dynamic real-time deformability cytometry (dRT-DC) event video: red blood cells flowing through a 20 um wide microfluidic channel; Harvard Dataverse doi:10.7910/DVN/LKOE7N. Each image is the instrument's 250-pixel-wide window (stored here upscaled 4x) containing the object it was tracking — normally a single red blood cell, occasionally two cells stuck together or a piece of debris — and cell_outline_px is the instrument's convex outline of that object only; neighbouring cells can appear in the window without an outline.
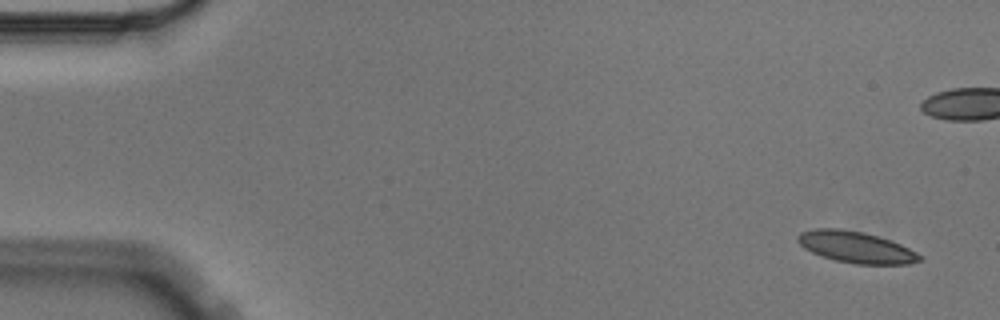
{"species": "Egyptian fruit bat (a non-hibernating species)", "species_latin": "Rousettus aegyptiacus", "temperature_condition": "cold", "stored_images_in_passage": 6, "camera_frame_rate_fps": 3000, "um_per_image_px": 0.085, "animal": {"sex": "male"}, "frame": {"image": 1, "passage_image": 1, "time_ms": 0.0, "image_size_px": [1000, 320], "cell_outline_px": [[924, 256], [920, 260], [908, 264], [852, 264], [836, 260], [812, 252], [804, 248], [796, 240], [796, 236], [800, 232], [816, 228], [840, 228], [864, 232], [880, 236], [900, 244]], "centroid_in_image_um": [72.75, 21.0], "position_along_channel_um": 12.3, "area_um2": 22.37}}
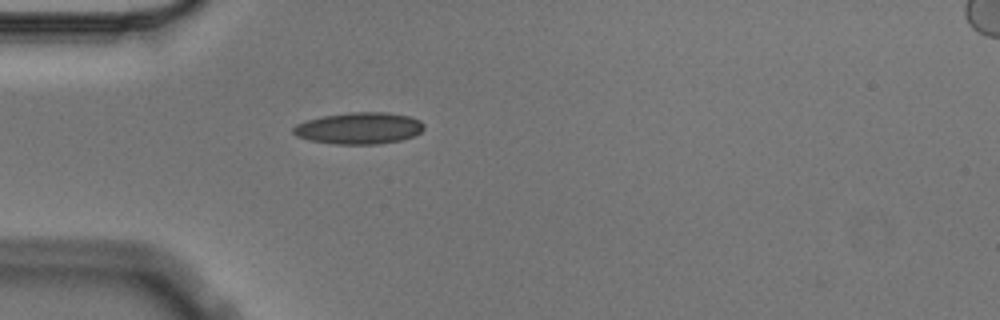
{"frame": {"image": 2, "passage_image": 6, "time_ms": 1.667, "image_size_px": [1000, 320], "cell_outline_px": [[424, 128], [416, 136], [400, 140], [376, 144], [336, 144], [312, 140], [296, 136], [292, 132], [292, 128], [296, 124], [308, 120], [324, 116], [348, 112], [384, 112], [408, 116], [420, 120], [424, 124]], "centroid_in_image_um": [30.54, 10.89], "position_along_channel_um": 54.5, "area_um2": 23.99}}